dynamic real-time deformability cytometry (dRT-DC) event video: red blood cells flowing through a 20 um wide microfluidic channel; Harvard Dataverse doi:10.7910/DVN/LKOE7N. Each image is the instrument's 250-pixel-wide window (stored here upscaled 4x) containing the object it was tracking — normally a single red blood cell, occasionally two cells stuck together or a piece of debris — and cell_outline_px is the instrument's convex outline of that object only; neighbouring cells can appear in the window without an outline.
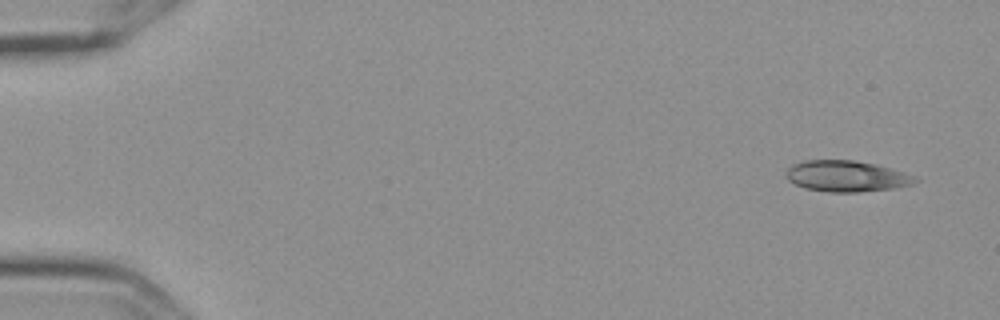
{"species": "Egyptian fruit bat (a non-hibernating species)", "species_latin": "Rousettus aegyptiacus", "temperature_condition": "cold", "stored_images_in_passage": 5, "camera_frame_rate_fps": 3000, "um_per_image_px": 0.085, "frame": {"image": 1, "passage_image": 1, "time_ms": 0.0, "image_size_px": [1000, 320], "cell_outline_px": [[920, 180], [912, 184], [892, 188], [856, 192], [828, 192], [804, 188], [788, 180], [784, 176], [784, 172], [792, 164], [804, 160], [852, 160], [876, 164], [912, 176]], "centroid_in_image_um": [71.86, 14.97], "position_along_channel_um": 13.1, "area_um2": 23.18}}
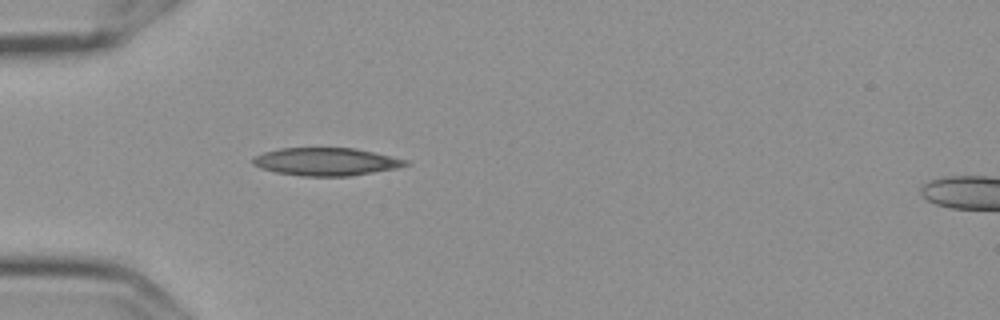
{"frame": {"image": 2, "passage_image": 5, "time_ms": 1.333, "image_size_px": [1000, 320], "cell_outline_px": [[408, 164], [396, 168], [352, 176], [300, 176], [276, 172], [260, 168], [252, 164], [252, 156], [264, 152], [280, 148], [356, 148], [408, 160]], "centroid_in_image_um": [27.67, 13.74], "position_along_channel_um": 57.3, "area_um2": 24.8}}